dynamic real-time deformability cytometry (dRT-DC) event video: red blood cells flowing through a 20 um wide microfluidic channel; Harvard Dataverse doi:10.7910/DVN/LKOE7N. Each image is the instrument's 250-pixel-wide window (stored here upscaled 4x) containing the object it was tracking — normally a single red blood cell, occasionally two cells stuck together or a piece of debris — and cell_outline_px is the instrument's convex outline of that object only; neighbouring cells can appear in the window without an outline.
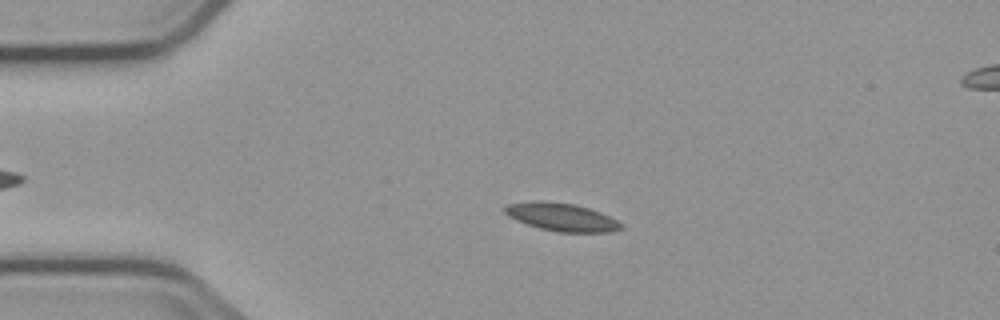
{"species": "common noctule bat (a hibernating species)", "species_latin": "Nyctalus noctula", "temperature_condition": "cold", "stored_images_in_passage": 5, "segment_of_instrument_passage": [1, 2], "camera_frame_rate_fps": 3000, "um_per_image_px": 0.085, "animal": {"sex": "male", "body_mass_g": 23.1, "forearm_length_mm": 52.7}, "frame": {"image": 1, "passage_image": 3, "time_ms": 2.333, "image_size_px": [1000, 320], "cell_outline_px": [[624, 228], [612, 232], [560, 232], [540, 228], [516, 220], [508, 216], [504, 212], [504, 208], [508, 204], [532, 200], [548, 200], [576, 204], [600, 212], [624, 224]], "centroid_in_image_um": [47.74, 18.43], "position_along_channel_um": 37.3, "area_um2": 19.13}}